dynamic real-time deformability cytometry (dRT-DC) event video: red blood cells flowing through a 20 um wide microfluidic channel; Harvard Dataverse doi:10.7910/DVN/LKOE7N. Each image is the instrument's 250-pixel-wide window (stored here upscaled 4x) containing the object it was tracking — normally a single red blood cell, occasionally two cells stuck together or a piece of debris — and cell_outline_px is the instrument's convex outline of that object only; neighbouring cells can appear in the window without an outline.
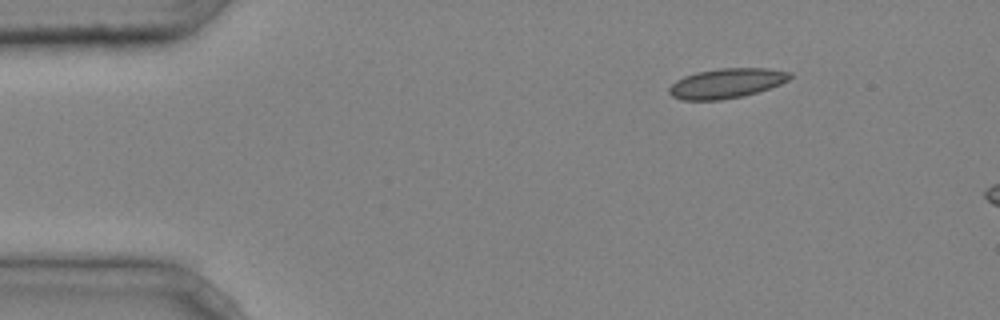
{"species": "common noctule bat (a hibernating species)", "species_latin": "Nyctalus noctula", "temperature_condition": "cold", "stored_images_in_passage": 3, "camera_frame_rate_fps": 3000, "um_per_image_px": 0.085, "animal": {"sex": "male", "body_mass_g": 20.4}, "frame": {"image": 1, "passage_image": 1, "time_ms": 0.0, "image_size_px": [1000, 320], "cell_outline_px": [[792, 76], [788, 80], [780, 84], [744, 96], [720, 100], [680, 100], [672, 96], [668, 92], [668, 88], [676, 80], [684, 76], [696, 72], [720, 68], [768, 68], [792, 72]], "centroid_in_image_um": [61.74, 7.08], "position_along_channel_um": 23.3, "area_um2": 21.04}}